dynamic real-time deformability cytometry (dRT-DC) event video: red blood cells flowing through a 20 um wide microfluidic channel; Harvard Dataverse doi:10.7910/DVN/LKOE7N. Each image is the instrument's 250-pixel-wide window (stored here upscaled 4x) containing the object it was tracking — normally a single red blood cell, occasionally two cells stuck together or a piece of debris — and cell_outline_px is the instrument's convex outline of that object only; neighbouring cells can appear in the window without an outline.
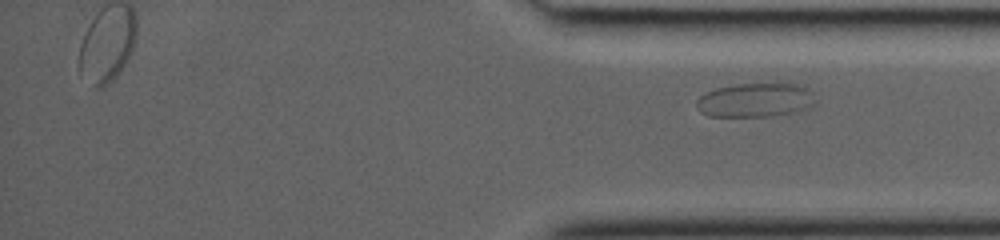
{"species": "common noctule bat (a hibernating species)", "species_latin": "Nyctalus noctula", "temperature_condition": "room temperature", "stored_images_in_passage": 31, "segment_of_instrument_passage": [2, 2], "camera_frame_rate_fps": 3000, "um_per_image_px": 0.085, "animal": {"sex": "female", "body_mass_g": 19.0, "forearm_length_mm": 53.3}, "frame": {"image": 1, "passage_image": 31, "time_ms": 10.0, "image_size_px": [1000, 240], "cell_outline_px": [[816, 104], [812, 108], [796, 112], [772, 116], [708, 116], [700, 112], [696, 108], [696, 100], [700, 96], [716, 88], [736, 84], [804, 84], [812, 92], [816, 100]], "centroid_in_image_um": [64.26, 8.51], "position_along_channel_um": 370.9, "area_um2": 23.93}}